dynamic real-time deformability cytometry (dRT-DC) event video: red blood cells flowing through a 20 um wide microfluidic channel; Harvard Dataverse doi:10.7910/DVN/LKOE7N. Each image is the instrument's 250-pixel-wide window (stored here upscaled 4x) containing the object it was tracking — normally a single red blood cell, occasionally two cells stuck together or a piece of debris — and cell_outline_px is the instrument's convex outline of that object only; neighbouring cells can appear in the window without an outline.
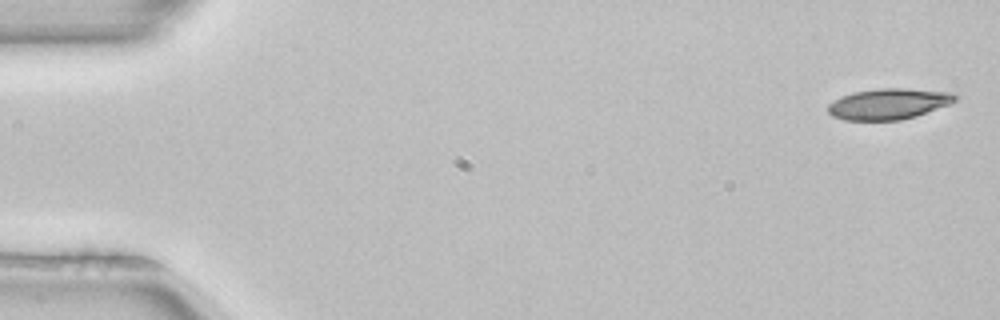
{"species": "common noctule bat (a hibernating species)", "species_latin": "Nyctalus noctula", "temperature_condition": "room temperature", "stored_images_in_passage": 3, "camera_frame_rate_fps": 3000, "um_per_image_px": 0.085, "animal": {"sex": "female", "body_mass_g": 22.7, "forearm_length_mm": 54.2}, "frame": {"image": 1, "passage_image": 1, "time_ms": 0.0, "image_size_px": [1000, 320], "cell_outline_px": [[960, 96], [956, 100], [948, 104], [916, 116], [900, 120], [844, 120], [832, 116], [828, 112], [828, 104], [840, 96], [852, 92], [880, 88], [908, 88], [952, 92]], "centroid_in_image_um": [75.52, 8.82], "position_along_channel_um": 9.5, "area_um2": 23.0}}